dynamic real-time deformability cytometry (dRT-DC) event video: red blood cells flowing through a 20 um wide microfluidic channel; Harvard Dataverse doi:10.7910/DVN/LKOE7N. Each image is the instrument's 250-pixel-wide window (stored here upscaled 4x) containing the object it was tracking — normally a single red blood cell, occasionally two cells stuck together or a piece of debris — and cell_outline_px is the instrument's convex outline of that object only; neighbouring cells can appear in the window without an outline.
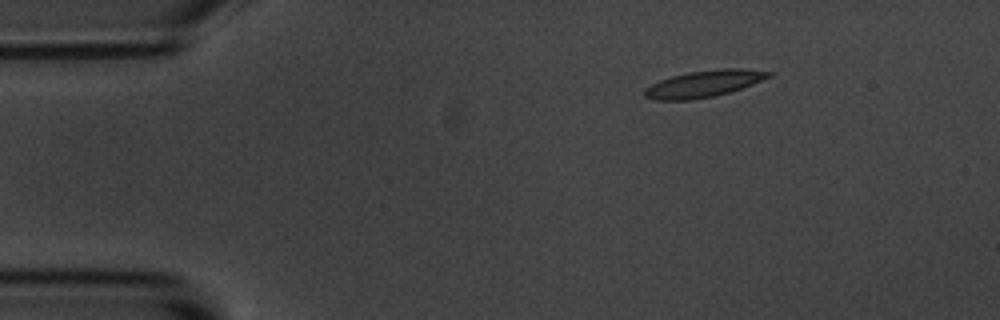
{"species": "common noctule bat (a hibernating species)", "species_latin": "Nyctalus noctula", "temperature_condition": "room temperature", "stored_images_in_passage": 3, "camera_frame_rate_fps": 3000, "um_per_image_px": 0.085, "animal": {"sex": "male", "body_mass_g": 20.1, "forearm_length_mm": 53.5}, "frame": {"image": 1, "passage_image": 1, "time_ms": 0.0, "image_size_px": [1000, 320], "cell_outline_px": [[772, 76], [752, 84], [728, 92], [712, 96], [688, 100], [656, 100], [644, 96], [644, 88], [660, 80], [672, 76], [688, 72], [724, 68], [740, 68], [772, 72]], "centroid_in_image_um": [59.81, 7.11], "position_along_channel_um": 25.2, "area_um2": 19.02}}